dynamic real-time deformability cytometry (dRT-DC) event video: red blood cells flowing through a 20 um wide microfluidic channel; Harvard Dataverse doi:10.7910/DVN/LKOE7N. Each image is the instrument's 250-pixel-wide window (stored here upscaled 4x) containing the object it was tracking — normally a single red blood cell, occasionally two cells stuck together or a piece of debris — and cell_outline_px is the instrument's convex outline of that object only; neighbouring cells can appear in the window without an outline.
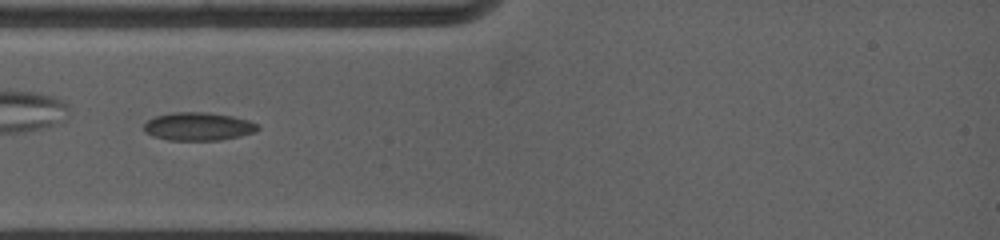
{"species": "common noctule bat (a hibernating species)", "species_latin": "Nyctalus noctula", "temperature_condition": "warm", "stored_images_in_passage": 12, "camera_frame_rate_fps": 5000, "um_per_image_px": 0.085, "animal": {"sex": "female", "body_mass_g": 19.0, "forearm_length_mm": 53.3}, "frame": {"image": 1, "passage_image": 3, "time_ms": 1.0, "image_size_px": [1000, 240], "cell_outline_px": [[260, 128], [252, 132], [236, 136], [216, 140], [172, 140], [156, 136], [148, 132], [144, 128], [144, 124], [148, 120], [156, 116], [176, 112], [204, 112], [232, 116], [248, 120], [256, 124]], "centroid_in_image_um": [16.85, 10.73], "position_along_channel_um": 68.2, "area_um2": 18.03}}
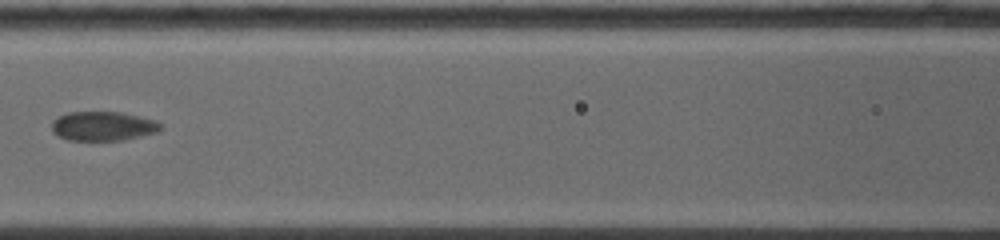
{"frame": {"image": 2, "passage_image": 7, "time_ms": 3.4, "image_size_px": [1000, 240], "cell_outline_px": [[160, 128], [152, 132], [116, 140], [68, 140], [60, 136], [52, 128], [52, 124], [60, 116], [68, 112], [120, 112], [152, 120], [160, 124]], "centroid_in_image_um": [8.67, 10.7], "position_along_channel_um": 157.9, "area_um2": 17.57}}
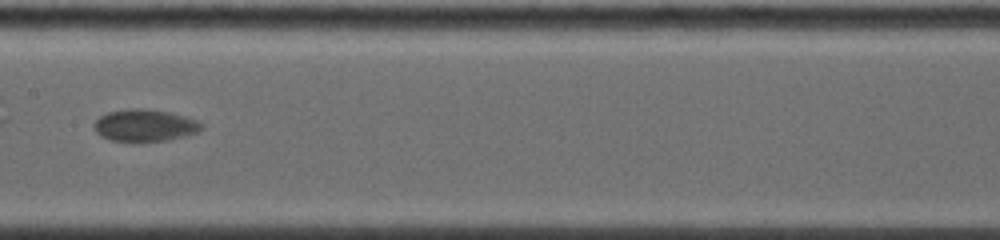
{"frame": {"image": 3, "passage_image": 9, "time_ms": 4.4, "image_size_px": [1000, 240], "cell_outline_px": [[200, 128], [192, 132], [164, 140], [112, 140], [104, 136], [96, 128], [96, 120], [100, 116], [108, 112], [132, 108], [144, 108], [164, 112], [180, 116], [192, 120], [200, 124]], "centroid_in_image_um": [12.21, 10.62], "position_along_channel_um": 195.2, "area_um2": 18.44}}